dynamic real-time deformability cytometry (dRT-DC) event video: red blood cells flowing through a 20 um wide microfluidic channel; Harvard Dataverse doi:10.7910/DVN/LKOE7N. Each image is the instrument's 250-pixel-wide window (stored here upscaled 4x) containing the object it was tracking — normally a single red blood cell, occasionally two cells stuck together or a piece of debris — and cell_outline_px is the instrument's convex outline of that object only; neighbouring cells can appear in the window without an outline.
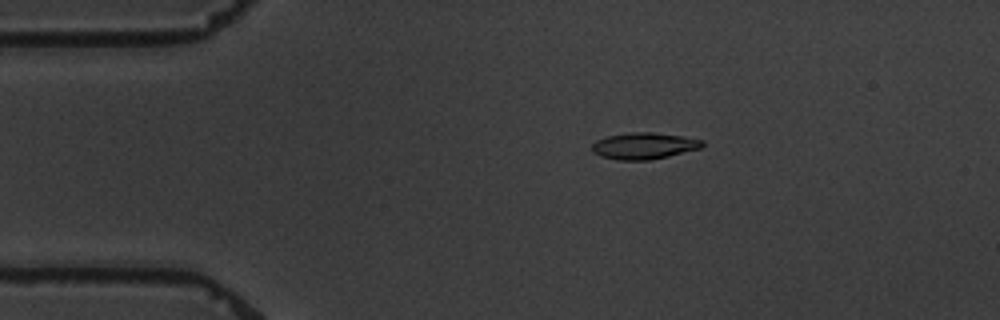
{"species": "common noctule bat (a hibernating species)", "species_latin": "Nyctalus noctula", "temperature_condition": "warm", "stored_images_in_passage": 9, "camera_frame_rate_fps": 3000, "um_per_image_px": 0.085, "animal": {"sex": "male", "body_mass_g": 19.5, "forearm_length_mm": 54.6}, "frame": {"image": 1, "passage_image": 1, "time_ms": 0.0, "image_size_px": [1000, 320], "cell_outline_px": [[704, 144], [700, 148], [652, 160], [616, 160], [600, 156], [592, 152], [592, 144], [596, 140], [608, 136], [632, 132], [652, 132], [684, 136], [704, 140]], "centroid_in_image_um": [54.73, 12.4], "position_along_channel_um": 30.3, "area_um2": 17.11}}
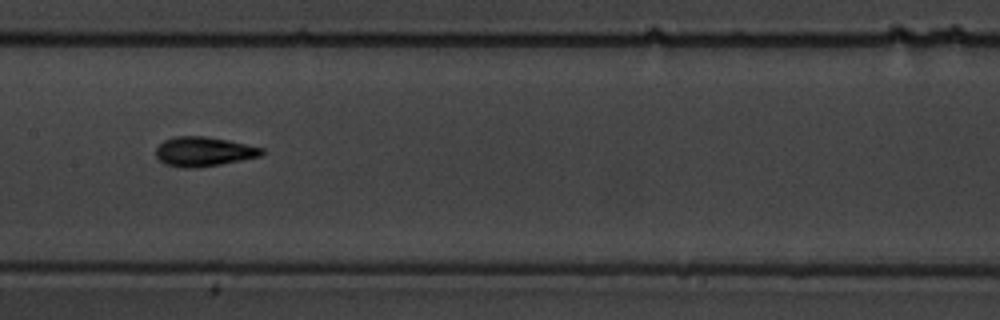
{"frame": {"image": 2, "passage_image": 6, "time_ms": 6.0, "image_size_px": [1000, 320], "cell_outline_px": [[264, 152], [260, 156], [220, 164], [192, 168], [184, 168], [164, 164], [156, 156], [156, 148], [164, 140], [176, 136], [208, 136], [228, 140], [264, 148]], "centroid_in_image_um": [17.3, 12.87], "position_along_channel_um": 190.1, "area_um2": 18.09}}
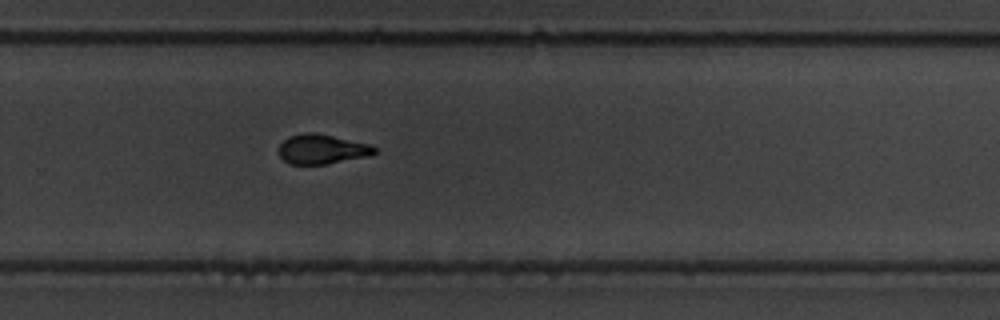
{"frame": {"image": 3, "passage_image": 9, "time_ms": 9.333, "image_size_px": [1000, 320], "cell_outline_px": [[380, 152], [368, 156], [328, 164], [288, 164], [276, 152], [280, 144], [284, 140], [292, 136], [308, 132], [316, 132], [368, 144], [376, 148]], "centroid_in_image_um": [27.36, 12.69], "position_along_channel_um": 302.4, "area_um2": 16.59}}